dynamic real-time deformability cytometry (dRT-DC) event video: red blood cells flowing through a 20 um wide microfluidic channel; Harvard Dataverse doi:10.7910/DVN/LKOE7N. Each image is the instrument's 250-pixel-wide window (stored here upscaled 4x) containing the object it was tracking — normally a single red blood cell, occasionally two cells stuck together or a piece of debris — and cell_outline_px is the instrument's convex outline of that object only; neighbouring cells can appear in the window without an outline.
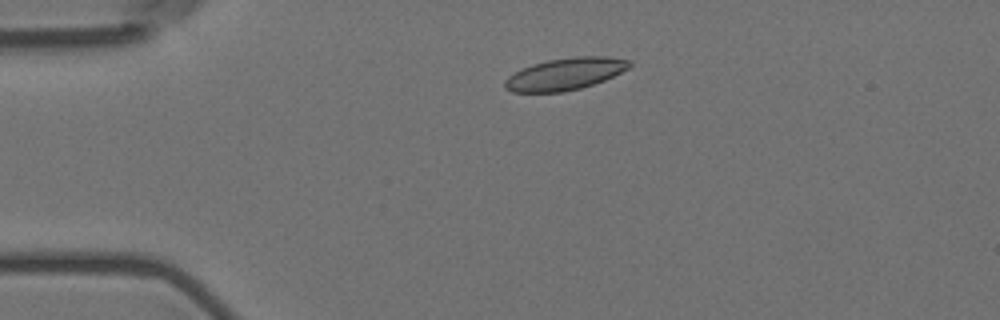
{"species": "Egyptian fruit bat (a non-hibernating species)", "species_latin": "Rousettus aegyptiacus", "temperature_condition": "room temperature", "stored_images_in_passage": 5, "camera_frame_rate_fps": 3000, "um_per_image_px": 0.085, "animal": {"sex": "female"}, "frame": {"image": 1, "passage_image": 2, "time_ms": 0.333, "image_size_px": [1000, 320], "cell_outline_px": [[632, 64], [628, 68], [604, 80], [580, 88], [564, 92], [512, 92], [504, 88], [504, 80], [508, 76], [532, 64], [548, 60], [576, 56], [608, 56], [632, 60]], "centroid_in_image_um": [48.04, 6.28], "position_along_channel_um": 37.0, "area_um2": 23.18}}